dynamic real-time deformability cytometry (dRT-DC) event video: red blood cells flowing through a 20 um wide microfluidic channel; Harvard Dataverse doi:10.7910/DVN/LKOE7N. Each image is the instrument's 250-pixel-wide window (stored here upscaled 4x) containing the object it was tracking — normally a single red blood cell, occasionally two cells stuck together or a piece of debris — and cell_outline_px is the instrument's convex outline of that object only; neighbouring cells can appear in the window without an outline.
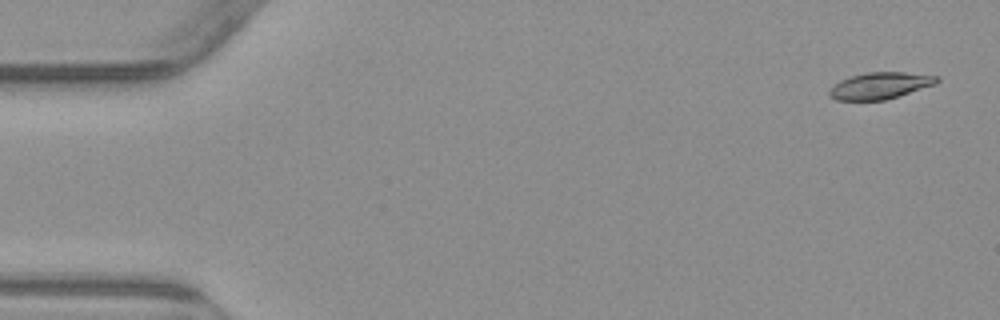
{"species": "common noctule bat (a hibernating species)", "species_latin": "Nyctalus noctula", "temperature_condition": "warm", "stored_images_in_passage": 5, "camera_frame_rate_fps": 3000, "um_per_image_px": 0.085, "animal": {"sex": "male", "body_mass_g": 23.1, "forearm_length_mm": 52.7}, "frame": {"image": 1, "passage_image": 1, "time_ms": 0.0, "image_size_px": [1000, 320], "cell_outline_px": [[940, 80], [936, 84], [884, 100], [836, 100], [828, 96], [828, 92], [832, 84], [840, 80], [852, 76], [868, 72], [904, 72], [940, 76]], "centroid_in_image_um": [74.78, 7.27], "position_along_channel_um": 10.2, "area_um2": 16.7}}
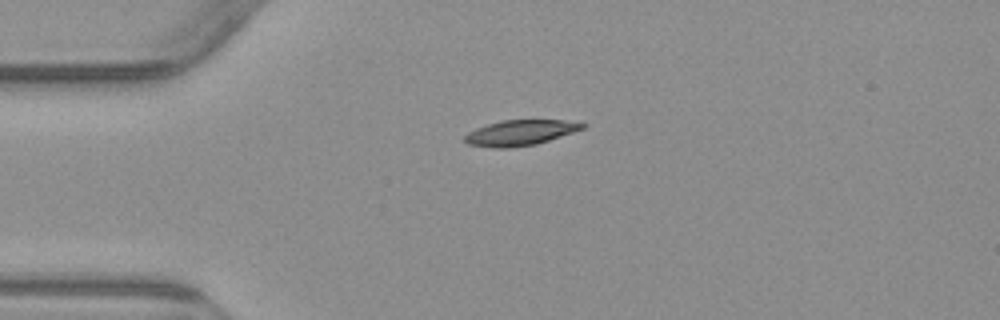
{"frame": {"image": 2, "passage_image": 4, "time_ms": 3.667, "image_size_px": [1000, 320], "cell_outline_px": [[588, 124], [584, 128], [536, 144], [508, 148], [492, 148], [468, 144], [464, 140], [464, 136], [468, 132], [476, 128], [500, 120], [564, 120]], "centroid_in_image_um": [44.18, 11.28], "position_along_channel_um": 40.8, "area_um2": 17.34}}